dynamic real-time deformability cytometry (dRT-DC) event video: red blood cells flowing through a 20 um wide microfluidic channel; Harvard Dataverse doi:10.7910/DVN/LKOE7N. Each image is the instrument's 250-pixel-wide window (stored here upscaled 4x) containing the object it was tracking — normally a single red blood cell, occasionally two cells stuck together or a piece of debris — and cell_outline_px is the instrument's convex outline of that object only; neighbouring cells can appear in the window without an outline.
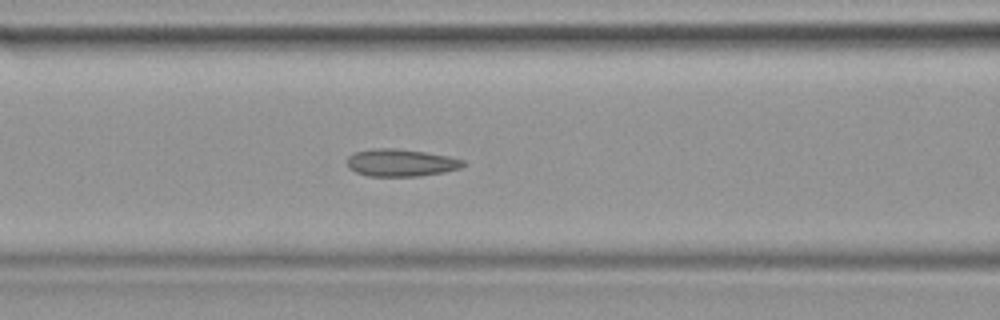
{"species": "common noctule bat (a hibernating species)", "species_latin": "Nyctalus noctula", "temperature_condition": "warm", "stored_images_in_passage": 29, "camera_frame_rate_fps": 3000, "um_per_image_px": 0.085, "animal": {"sex": "female", "body_mass_g": 19.9}, "frame": {"image": 1, "passage_image": 5, "time_ms": 1.333, "image_size_px": [1000, 320], "cell_outline_px": [[468, 164], [460, 168], [444, 172], [420, 176], [368, 176], [356, 172], [348, 168], [348, 156], [352, 152], [372, 148], [396, 148], [424, 152], [448, 156], [464, 160]], "centroid_in_image_um": [34.07, 13.82], "position_along_channel_um": 132.5, "area_um2": 18.67}}